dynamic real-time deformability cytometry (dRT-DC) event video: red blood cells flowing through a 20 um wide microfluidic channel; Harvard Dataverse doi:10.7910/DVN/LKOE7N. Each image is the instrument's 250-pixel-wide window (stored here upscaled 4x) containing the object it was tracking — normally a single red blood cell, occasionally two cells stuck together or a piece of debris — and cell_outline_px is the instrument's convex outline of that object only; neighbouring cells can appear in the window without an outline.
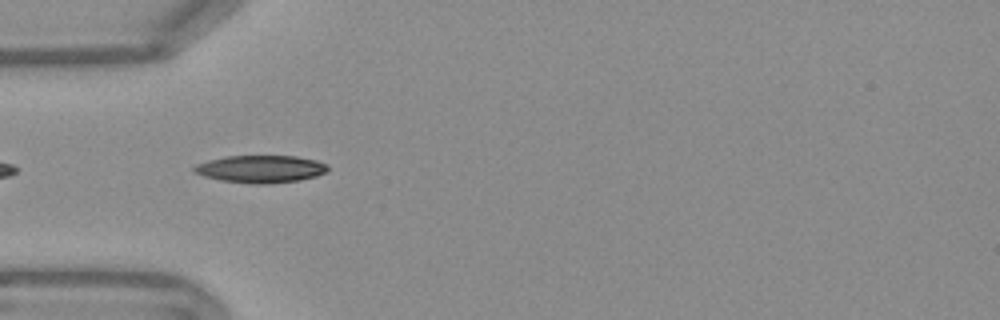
{"species": "Egyptian fruit bat (a non-hibernating species)", "species_latin": "Rousettus aegyptiacus", "temperature_condition": "warm", "stored_images_in_passage": 40, "camera_frame_rate_fps": 3000, "um_per_image_px": 0.085, "frame": {"image": 1, "passage_image": 3, "time_ms": 0.667, "image_size_px": [1000, 320], "cell_outline_px": [[328, 172], [316, 176], [300, 180], [268, 184], [252, 184], [220, 180], [204, 176], [192, 172], [192, 168], [196, 164], [208, 160], [228, 156], [296, 156], [316, 160], [328, 164]], "centroid_in_image_um": [22.16, 14.37], "position_along_channel_um": 62.8, "area_um2": 21.56}}
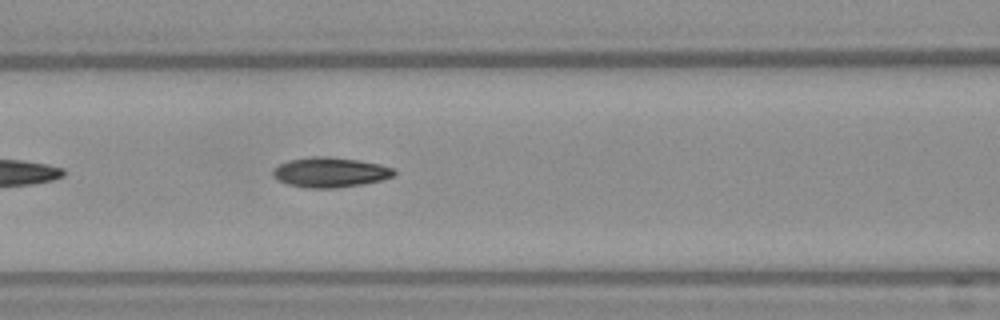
{"frame": {"image": 2, "passage_image": 9, "time_ms": 2.667, "image_size_px": [1000, 320], "cell_outline_px": [[396, 172], [392, 176], [380, 180], [364, 184], [336, 188], [304, 188], [288, 184], [272, 176], [272, 172], [280, 164], [288, 160], [312, 156], [328, 156], [360, 160], [380, 164], [392, 168]], "centroid_in_image_um": [28.06, 14.64], "position_along_channel_um": 138.5, "area_um2": 21.15}}
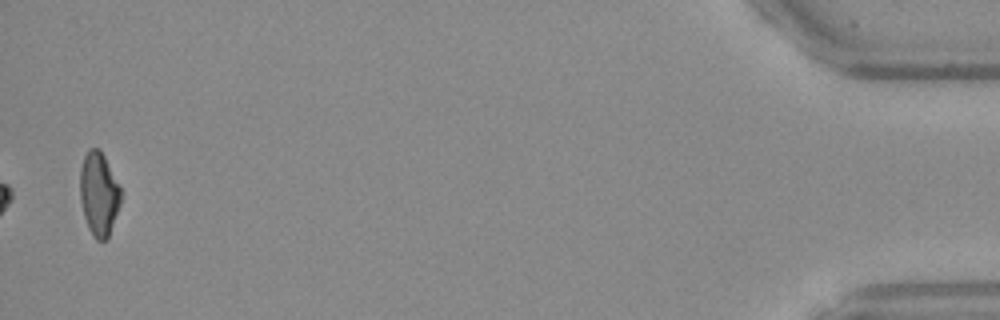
{"frame": {"image": 3, "passage_image": 39, "time_ms": 12.667, "image_size_px": [1000, 320], "cell_outline_px": [[120, 204], [108, 240], [96, 240], [92, 236], [88, 228], [84, 216], [80, 200], [80, 168], [84, 156], [88, 148], [100, 148], [120, 188]], "centroid_in_image_um": [8.38, 16.5], "position_along_channel_um": 426.8, "area_um2": 19.88}, "authors_computed_cell_mechanics": {"area_um2": 20.3456, "velocity_mm_per_s": 3.7936, "shape_relaxation_time_tau1_ms": 6.9603, "shape_relaxation_time_tau2_ms": 3.7814, "deformation_change_tau1": 0.1972, "deformation_change_tau2": 0.0962}}